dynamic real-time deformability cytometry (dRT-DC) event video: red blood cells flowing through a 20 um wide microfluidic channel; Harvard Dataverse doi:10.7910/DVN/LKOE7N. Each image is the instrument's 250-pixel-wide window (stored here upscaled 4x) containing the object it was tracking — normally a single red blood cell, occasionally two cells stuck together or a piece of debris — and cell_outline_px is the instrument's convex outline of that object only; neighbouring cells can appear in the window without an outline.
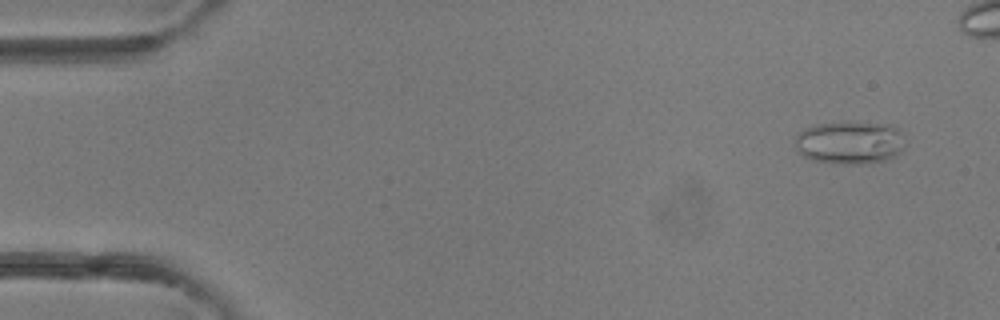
{"species": "common noctule bat (a hibernating species)", "species_latin": "Nyctalus noctula", "temperature_condition": "room temperature", "stored_images_in_passage": 4, "camera_frame_rate_fps": 3000, "um_per_image_px": 0.085, "animal": {"sex": "female"}, "frame": {"image": 1, "passage_image": 1, "time_ms": 0.0, "image_size_px": [1000, 320], "cell_outline_px": [[900, 152], [884, 160], [860, 164], [840, 164], [812, 160], [804, 156], [796, 148], [796, 136], [800, 132], [816, 124], [888, 124], [896, 128], [900, 132]], "centroid_in_image_um": [72.17, 12.15], "position_along_channel_um": 12.8, "area_um2": 26.3}}